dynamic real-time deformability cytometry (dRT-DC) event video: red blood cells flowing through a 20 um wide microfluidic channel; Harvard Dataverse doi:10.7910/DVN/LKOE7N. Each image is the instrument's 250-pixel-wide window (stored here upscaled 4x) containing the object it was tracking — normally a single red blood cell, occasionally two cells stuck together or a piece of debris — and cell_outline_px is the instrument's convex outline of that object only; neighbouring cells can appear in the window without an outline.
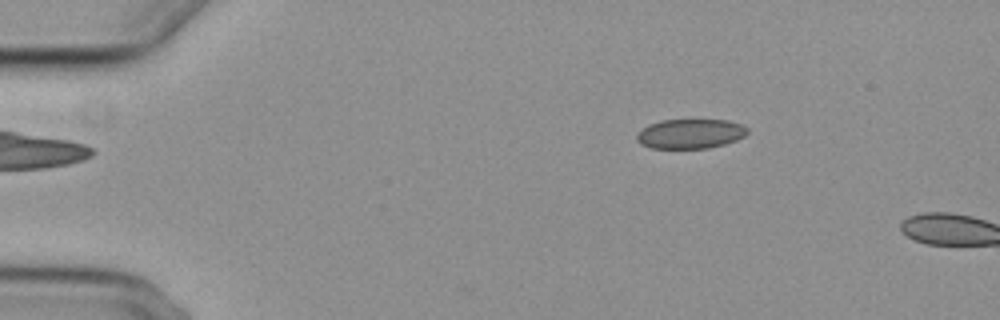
{"species": "common noctule bat (a hibernating species)", "species_latin": "Nyctalus noctula", "temperature_condition": "cold", "stored_images_in_passage": 4, "camera_frame_rate_fps": 3000, "um_per_image_px": 0.085, "animal": {"sex": "female", "body_mass_g": 29.2, "forearm_length_mm": 56.3}, "frame": {"image": 1, "passage_image": 3, "time_ms": 2.333, "image_size_px": [1000, 320], "cell_outline_px": [[748, 132], [744, 136], [736, 140], [724, 144], [708, 148], [652, 148], [640, 144], [636, 140], [636, 132], [648, 124], [660, 120], [728, 120], [740, 124], [748, 128]], "centroid_in_image_um": [58.63, 11.36], "position_along_channel_um": 26.4, "area_um2": 19.19}}